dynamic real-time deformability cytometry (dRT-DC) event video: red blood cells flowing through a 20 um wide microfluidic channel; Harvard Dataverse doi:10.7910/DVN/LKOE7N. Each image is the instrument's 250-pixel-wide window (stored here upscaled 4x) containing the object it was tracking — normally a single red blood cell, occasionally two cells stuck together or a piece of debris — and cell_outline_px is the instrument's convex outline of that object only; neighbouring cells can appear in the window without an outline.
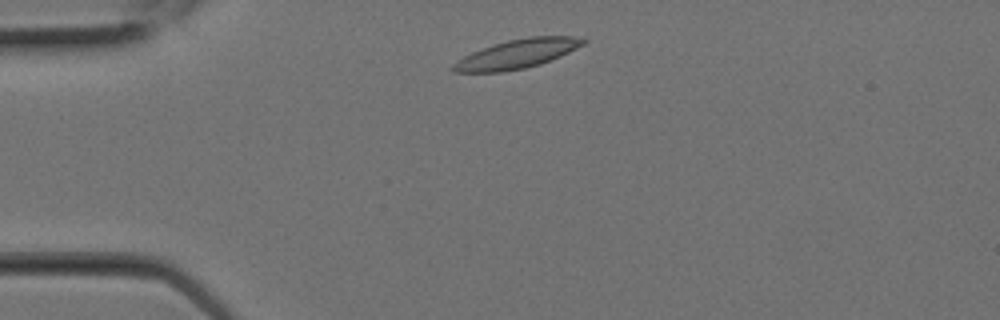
{"species": "Egyptian fruit bat (a non-hibernating species)", "species_latin": "Rousettus aegyptiacus", "temperature_condition": "room temperature", "stored_images_in_passage": 1, "camera_frame_rate_fps": 3000, "um_per_image_px": 0.085, "animal": {"sex": "female"}, "frame": {"image": 1, "passage_image": 1, "time_ms": 0.0, "image_size_px": [1000, 320], "cell_outline_px": [[588, 40], [584, 44], [560, 56], [540, 64], [524, 68], [500, 72], [452, 72], [448, 68], [456, 60], [472, 52], [508, 40], [528, 36], [584, 36]], "centroid_in_image_um": [43.95, 4.58], "position_along_channel_um": 41.0, "area_um2": 22.02}}